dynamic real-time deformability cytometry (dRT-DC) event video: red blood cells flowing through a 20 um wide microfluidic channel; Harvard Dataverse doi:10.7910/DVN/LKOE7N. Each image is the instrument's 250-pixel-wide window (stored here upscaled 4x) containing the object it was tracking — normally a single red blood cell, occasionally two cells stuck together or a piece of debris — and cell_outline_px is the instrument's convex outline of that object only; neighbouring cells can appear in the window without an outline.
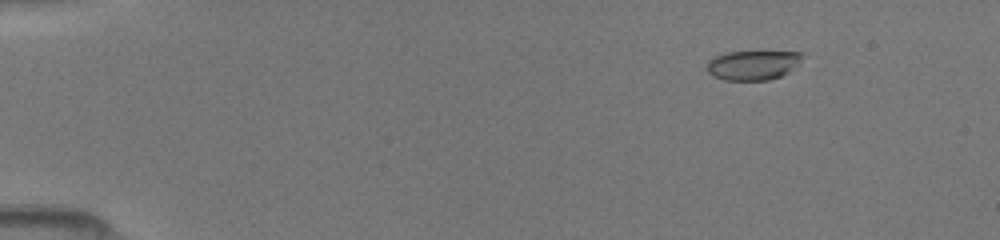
{"species": "common noctule bat (a hibernating species)", "species_latin": "Nyctalus noctula", "temperature_condition": "room temperature", "stored_images_in_passage": 21, "camera_frame_rate_fps": 3000, "um_per_image_px": 0.085, "animal": {"sex": "female", "body_mass_g": 19.5, "forearm_length_mm": 54.1}, "frame": {"image": 1, "passage_image": 10, "time_ms": 2.0, "image_size_px": [1000, 240], "cell_outline_px": [[800, 60], [788, 72], [780, 76], [768, 80], [724, 80], [712, 76], [704, 68], [708, 60], [716, 56], [728, 52], [800, 52]], "centroid_in_image_um": [63.89, 5.55], "position_along_channel_um": 21.1, "area_um2": 16.18}}
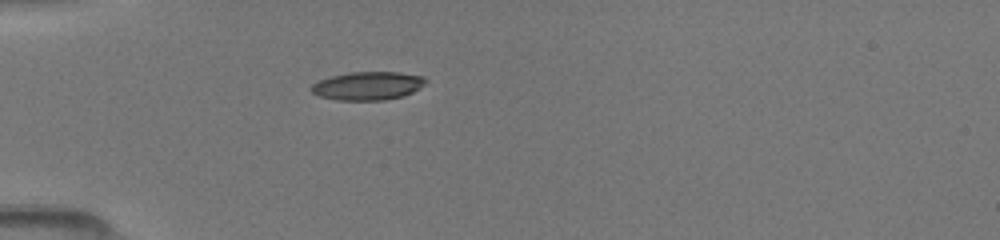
{"frame": {"image": 2, "passage_image": 17, "time_ms": 5.0, "image_size_px": [1000, 240], "cell_outline_px": [[428, 80], [420, 88], [404, 96], [384, 100], [336, 100], [320, 96], [312, 92], [308, 88], [316, 80], [348, 72], [400, 72], [424, 76]], "centroid_in_image_um": [31.25, 7.29], "position_along_channel_um": 53.8, "area_um2": 19.13}}
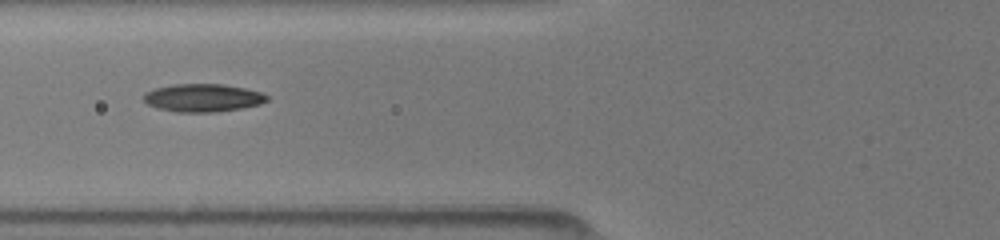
{"frame": {"image": 3, "passage_image": 20, "time_ms": 6.667, "image_size_px": [1000, 240], "cell_outline_px": [[268, 100], [260, 104], [240, 108], [216, 112], [176, 112], [160, 108], [148, 104], [144, 100], [144, 92], [156, 88], [172, 84], [224, 84], [264, 92], [268, 96]], "centroid_in_image_um": [17.27, 8.31], "position_along_channel_um": 108.5, "area_um2": 20.06}}